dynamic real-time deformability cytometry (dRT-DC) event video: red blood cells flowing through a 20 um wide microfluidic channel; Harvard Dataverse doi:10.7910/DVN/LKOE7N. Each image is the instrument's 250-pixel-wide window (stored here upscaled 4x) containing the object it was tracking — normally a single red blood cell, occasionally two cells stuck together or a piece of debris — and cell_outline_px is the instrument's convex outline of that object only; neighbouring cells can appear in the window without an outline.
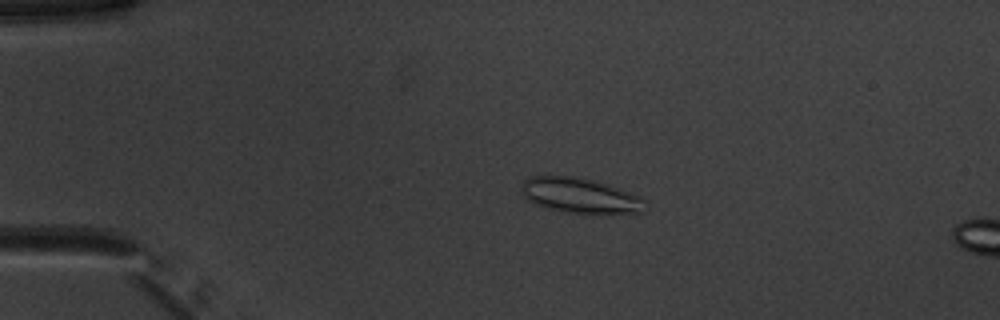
{"species": "common noctule bat (a hibernating species)", "species_latin": "Nyctalus noctula", "temperature_condition": "warm", "stored_images_in_passage": 52, "camera_frame_rate_fps": 3000, "um_per_image_px": 0.085, "animal": {"sex": "male", "body_mass_g": 20.1, "forearm_length_mm": 53.5}, "frame": {"image": 1, "passage_image": 12, "time_ms": 3.667, "image_size_px": [1000, 320], "cell_outline_px": [[644, 212], [564, 212], [536, 204], [528, 200], [520, 192], [520, 188], [524, 180], [528, 176], [572, 176], [592, 180], [608, 184], [620, 188], [640, 196], [644, 200]], "centroid_in_image_um": [49.25, 16.59], "position_along_channel_um": 35.7, "area_um2": 24.85}}
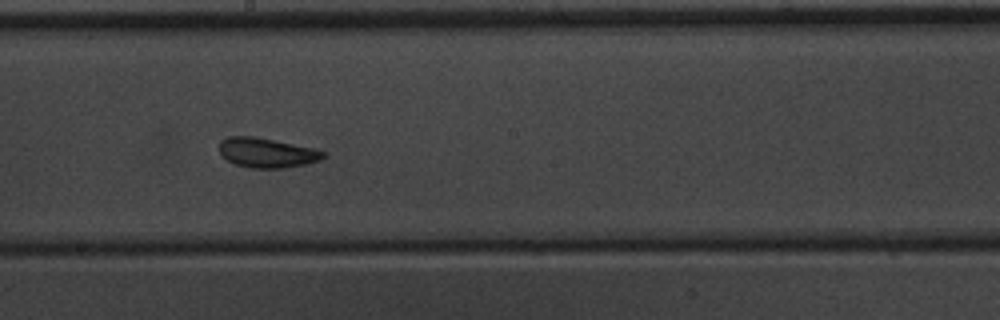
{"frame": {"image": 2, "passage_image": 30, "time_ms": 9.667, "image_size_px": [1000, 320], "cell_outline_px": [[328, 156], [320, 160], [304, 164], [284, 168], [252, 168], [236, 164], [228, 160], [220, 152], [220, 140], [228, 136], [256, 136], [312, 148], [324, 152]], "centroid_in_image_um": [22.68, 12.97], "position_along_channel_um": 225.5, "area_um2": 17.86}}
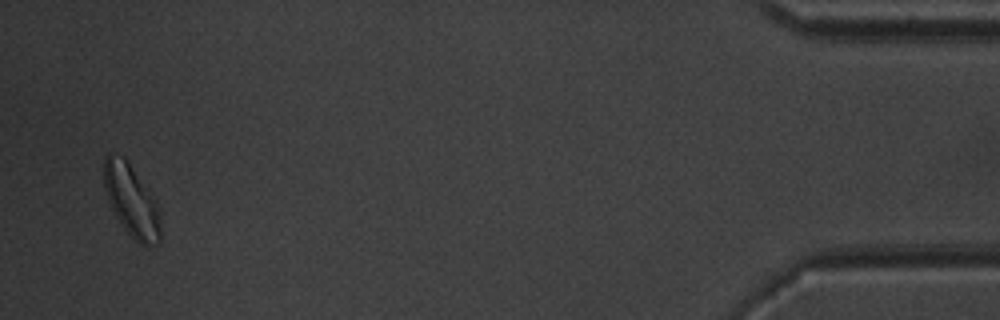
{"frame": {"image": 3, "passage_image": 51, "time_ms": 16.667, "image_size_px": [1000, 320], "cell_outline_px": [[160, 244], [144, 248], [124, 228], [116, 216], [108, 200], [104, 188], [104, 156], [108, 152], [112, 152], [124, 156], [128, 160], [152, 196], [156, 204], [160, 224]], "centroid_in_image_um": [11.15, 17.04], "position_along_channel_um": 424.0, "area_um2": 23.7}, "authors_computed_cell_mechanics": {"area_um2": 19.3341, "velocity_mm_per_s": 3.9266, "shape_relaxation_time_tau1_ms": 4.4874, "shape_relaxation_time_tau2_ms": 1.6727, "deformation_change_tau1": 0.0921, "deformation_change_tau2": 0.0877}}